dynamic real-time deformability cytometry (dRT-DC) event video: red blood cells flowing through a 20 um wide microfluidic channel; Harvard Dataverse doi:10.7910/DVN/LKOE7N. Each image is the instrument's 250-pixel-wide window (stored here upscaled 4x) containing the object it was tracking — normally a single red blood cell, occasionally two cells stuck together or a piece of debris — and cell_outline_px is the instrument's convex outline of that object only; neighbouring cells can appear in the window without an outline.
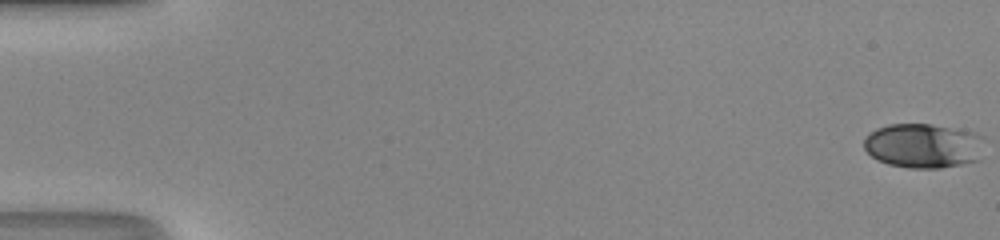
{"species": "human", "species_latin": "Homo sapiens", "temperature_condition": "room temperature", "stored_images_in_passage": 51, "camera_frame_rate_fps": 3000, "um_per_image_px": 0.085, "donor": {"sex": "male"}, "frame": {"image": 1, "passage_image": 1, "time_ms": 0.0, "image_size_px": [1000, 240], "cell_outline_px": [[976, 160], [940, 168], [912, 168], [888, 164], [872, 156], [864, 148], [864, 140], [872, 132], [888, 124], [928, 124], [968, 132]], "centroid_in_image_um": [78.19, 12.4], "position_along_channel_um": 6.8, "area_um2": 28.78}}
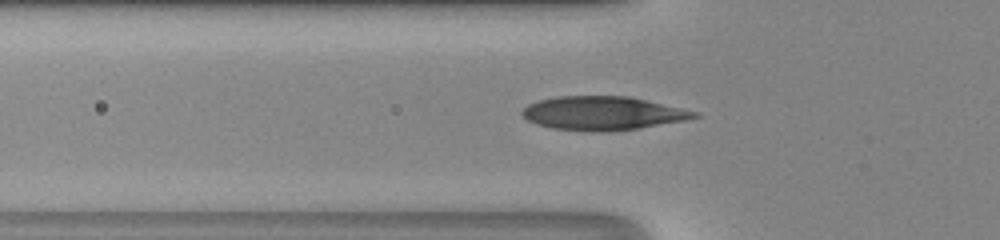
{"frame": {"image": 2, "passage_image": 19, "time_ms": 6.0, "image_size_px": [1000, 240], "cell_outline_px": [[700, 116], [684, 120], [640, 128], [604, 132], [592, 132], [552, 128], [536, 124], [528, 120], [520, 112], [528, 104], [540, 100], [560, 96], [628, 96], [700, 112]], "centroid_in_image_um": [51.24, 9.63], "position_along_channel_um": 74.6, "area_um2": 33.7}}
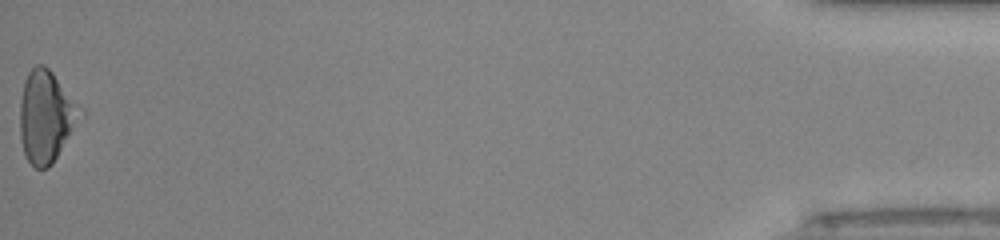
{"frame": {"image": 3, "passage_image": 51, "time_ms": 16.667, "image_size_px": [1000, 240], "cell_outline_px": [[84, 116], [52, 164], [48, 168], [36, 168], [28, 160], [24, 152], [20, 136], [20, 104], [24, 80], [28, 72], [36, 64], [44, 64], [52, 72], [84, 108]], "centroid_in_image_um": [3.96, 9.88], "position_along_channel_um": 431.2, "area_um2": 32.66}, "authors_computed_cell_mechanics": {"area_um2": 31.0964, "velocity_mm_per_s": 4.268, "shape_relaxation_time_tau1_ms": 5.1993, "shape_relaxation_time_tau2_ms": 1.3268, "deformation_change_tau1": 0.1803, "deformation_change_tau2": 0.0858}}